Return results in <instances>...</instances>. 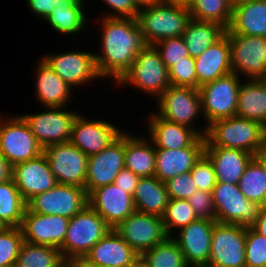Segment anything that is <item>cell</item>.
I'll use <instances>...</instances> for the list:
<instances>
[{
    "label": "cell",
    "instance_id": "cell-51",
    "mask_svg": "<svg viewBox=\"0 0 266 267\" xmlns=\"http://www.w3.org/2000/svg\"><path fill=\"white\" fill-rule=\"evenodd\" d=\"M66 267H102L92 261L86 256H74L63 260Z\"/></svg>",
    "mask_w": 266,
    "mask_h": 267
},
{
    "label": "cell",
    "instance_id": "cell-21",
    "mask_svg": "<svg viewBox=\"0 0 266 267\" xmlns=\"http://www.w3.org/2000/svg\"><path fill=\"white\" fill-rule=\"evenodd\" d=\"M11 177L26 203L57 184L44 153L35 159L14 165Z\"/></svg>",
    "mask_w": 266,
    "mask_h": 267
},
{
    "label": "cell",
    "instance_id": "cell-43",
    "mask_svg": "<svg viewBox=\"0 0 266 267\" xmlns=\"http://www.w3.org/2000/svg\"><path fill=\"white\" fill-rule=\"evenodd\" d=\"M154 46L159 51L162 61L168 69L177 62L189 57V52L182 36L163 39L154 44Z\"/></svg>",
    "mask_w": 266,
    "mask_h": 267
},
{
    "label": "cell",
    "instance_id": "cell-19",
    "mask_svg": "<svg viewBox=\"0 0 266 267\" xmlns=\"http://www.w3.org/2000/svg\"><path fill=\"white\" fill-rule=\"evenodd\" d=\"M88 204L112 229L136 211L133 196L115 183L94 189L88 195Z\"/></svg>",
    "mask_w": 266,
    "mask_h": 267
},
{
    "label": "cell",
    "instance_id": "cell-7",
    "mask_svg": "<svg viewBox=\"0 0 266 267\" xmlns=\"http://www.w3.org/2000/svg\"><path fill=\"white\" fill-rule=\"evenodd\" d=\"M157 116L168 121L193 129L199 136L205 137L207 127L198 131L192 127L193 121L198 114L202 113L200 91L194 87L169 86L157 99Z\"/></svg>",
    "mask_w": 266,
    "mask_h": 267
},
{
    "label": "cell",
    "instance_id": "cell-33",
    "mask_svg": "<svg viewBox=\"0 0 266 267\" xmlns=\"http://www.w3.org/2000/svg\"><path fill=\"white\" fill-rule=\"evenodd\" d=\"M225 32L226 28L218 23L190 18L182 34V38L189 52V56L196 58L209 46L221 39L225 35Z\"/></svg>",
    "mask_w": 266,
    "mask_h": 267
},
{
    "label": "cell",
    "instance_id": "cell-13",
    "mask_svg": "<svg viewBox=\"0 0 266 267\" xmlns=\"http://www.w3.org/2000/svg\"><path fill=\"white\" fill-rule=\"evenodd\" d=\"M64 107H47L49 111L21 115L36 137L40 146L46 147L68 142L77 112L63 110Z\"/></svg>",
    "mask_w": 266,
    "mask_h": 267
},
{
    "label": "cell",
    "instance_id": "cell-38",
    "mask_svg": "<svg viewBox=\"0 0 266 267\" xmlns=\"http://www.w3.org/2000/svg\"><path fill=\"white\" fill-rule=\"evenodd\" d=\"M238 187L249 201L265 206L266 170L255 157L251 159L245 168Z\"/></svg>",
    "mask_w": 266,
    "mask_h": 267
},
{
    "label": "cell",
    "instance_id": "cell-16",
    "mask_svg": "<svg viewBox=\"0 0 266 267\" xmlns=\"http://www.w3.org/2000/svg\"><path fill=\"white\" fill-rule=\"evenodd\" d=\"M125 132L111 145L88 157L86 193L114 183L116 176L124 168Z\"/></svg>",
    "mask_w": 266,
    "mask_h": 267
},
{
    "label": "cell",
    "instance_id": "cell-18",
    "mask_svg": "<svg viewBox=\"0 0 266 267\" xmlns=\"http://www.w3.org/2000/svg\"><path fill=\"white\" fill-rule=\"evenodd\" d=\"M69 221V218L59 215L34 213L26 207L20 228L24 241L60 249Z\"/></svg>",
    "mask_w": 266,
    "mask_h": 267
},
{
    "label": "cell",
    "instance_id": "cell-12",
    "mask_svg": "<svg viewBox=\"0 0 266 267\" xmlns=\"http://www.w3.org/2000/svg\"><path fill=\"white\" fill-rule=\"evenodd\" d=\"M225 34L231 46L232 72L260 79L266 73V37L232 34L228 29Z\"/></svg>",
    "mask_w": 266,
    "mask_h": 267
},
{
    "label": "cell",
    "instance_id": "cell-17",
    "mask_svg": "<svg viewBox=\"0 0 266 267\" xmlns=\"http://www.w3.org/2000/svg\"><path fill=\"white\" fill-rule=\"evenodd\" d=\"M123 133L111 121H92L78 114L73 122L69 142L89 157L111 145Z\"/></svg>",
    "mask_w": 266,
    "mask_h": 267
},
{
    "label": "cell",
    "instance_id": "cell-2",
    "mask_svg": "<svg viewBox=\"0 0 266 267\" xmlns=\"http://www.w3.org/2000/svg\"><path fill=\"white\" fill-rule=\"evenodd\" d=\"M266 142V128L239 116L221 118L208 125L205 146H220L255 153Z\"/></svg>",
    "mask_w": 266,
    "mask_h": 267
},
{
    "label": "cell",
    "instance_id": "cell-40",
    "mask_svg": "<svg viewBox=\"0 0 266 267\" xmlns=\"http://www.w3.org/2000/svg\"><path fill=\"white\" fill-rule=\"evenodd\" d=\"M162 219L167 235L171 237L173 235L172 228L182 229L198 218L187 200L170 199Z\"/></svg>",
    "mask_w": 266,
    "mask_h": 267
},
{
    "label": "cell",
    "instance_id": "cell-60",
    "mask_svg": "<svg viewBox=\"0 0 266 267\" xmlns=\"http://www.w3.org/2000/svg\"><path fill=\"white\" fill-rule=\"evenodd\" d=\"M58 267H66L64 261Z\"/></svg>",
    "mask_w": 266,
    "mask_h": 267
},
{
    "label": "cell",
    "instance_id": "cell-36",
    "mask_svg": "<svg viewBox=\"0 0 266 267\" xmlns=\"http://www.w3.org/2000/svg\"><path fill=\"white\" fill-rule=\"evenodd\" d=\"M63 260L58 248L23 241L15 267H58Z\"/></svg>",
    "mask_w": 266,
    "mask_h": 267
},
{
    "label": "cell",
    "instance_id": "cell-56",
    "mask_svg": "<svg viewBox=\"0 0 266 267\" xmlns=\"http://www.w3.org/2000/svg\"><path fill=\"white\" fill-rule=\"evenodd\" d=\"M167 3L176 4V5H183L188 7L193 0H161Z\"/></svg>",
    "mask_w": 266,
    "mask_h": 267
},
{
    "label": "cell",
    "instance_id": "cell-6",
    "mask_svg": "<svg viewBox=\"0 0 266 267\" xmlns=\"http://www.w3.org/2000/svg\"><path fill=\"white\" fill-rule=\"evenodd\" d=\"M215 220L223 224L251 227L263 206L249 201L238 185L217 182L213 191Z\"/></svg>",
    "mask_w": 266,
    "mask_h": 267
},
{
    "label": "cell",
    "instance_id": "cell-30",
    "mask_svg": "<svg viewBox=\"0 0 266 267\" xmlns=\"http://www.w3.org/2000/svg\"><path fill=\"white\" fill-rule=\"evenodd\" d=\"M169 200L164 182L156 176L140 177L133 194L137 211L162 217Z\"/></svg>",
    "mask_w": 266,
    "mask_h": 267
},
{
    "label": "cell",
    "instance_id": "cell-41",
    "mask_svg": "<svg viewBox=\"0 0 266 267\" xmlns=\"http://www.w3.org/2000/svg\"><path fill=\"white\" fill-rule=\"evenodd\" d=\"M23 241L20 227H7L0 232V267H15Z\"/></svg>",
    "mask_w": 266,
    "mask_h": 267
},
{
    "label": "cell",
    "instance_id": "cell-57",
    "mask_svg": "<svg viewBox=\"0 0 266 267\" xmlns=\"http://www.w3.org/2000/svg\"><path fill=\"white\" fill-rule=\"evenodd\" d=\"M131 267H148V266L141 258H139Z\"/></svg>",
    "mask_w": 266,
    "mask_h": 267
},
{
    "label": "cell",
    "instance_id": "cell-23",
    "mask_svg": "<svg viewBox=\"0 0 266 267\" xmlns=\"http://www.w3.org/2000/svg\"><path fill=\"white\" fill-rule=\"evenodd\" d=\"M148 123L149 139L155 149H182L186 147H205V137L199 136L193 129L168 121L155 112L150 114Z\"/></svg>",
    "mask_w": 266,
    "mask_h": 267
},
{
    "label": "cell",
    "instance_id": "cell-15",
    "mask_svg": "<svg viewBox=\"0 0 266 267\" xmlns=\"http://www.w3.org/2000/svg\"><path fill=\"white\" fill-rule=\"evenodd\" d=\"M245 227L216 223L208 267H245Z\"/></svg>",
    "mask_w": 266,
    "mask_h": 267
},
{
    "label": "cell",
    "instance_id": "cell-31",
    "mask_svg": "<svg viewBox=\"0 0 266 267\" xmlns=\"http://www.w3.org/2000/svg\"><path fill=\"white\" fill-rule=\"evenodd\" d=\"M240 82L236 116L254 120L266 128V87L260 79Z\"/></svg>",
    "mask_w": 266,
    "mask_h": 267
},
{
    "label": "cell",
    "instance_id": "cell-44",
    "mask_svg": "<svg viewBox=\"0 0 266 267\" xmlns=\"http://www.w3.org/2000/svg\"><path fill=\"white\" fill-rule=\"evenodd\" d=\"M171 86L197 88L195 58L186 57L168 69Z\"/></svg>",
    "mask_w": 266,
    "mask_h": 267
},
{
    "label": "cell",
    "instance_id": "cell-47",
    "mask_svg": "<svg viewBox=\"0 0 266 267\" xmlns=\"http://www.w3.org/2000/svg\"><path fill=\"white\" fill-rule=\"evenodd\" d=\"M187 201L192 206L197 218L215 220V207L212 193L197 190L187 199Z\"/></svg>",
    "mask_w": 266,
    "mask_h": 267
},
{
    "label": "cell",
    "instance_id": "cell-39",
    "mask_svg": "<svg viewBox=\"0 0 266 267\" xmlns=\"http://www.w3.org/2000/svg\"><path fill=\"white\" fill-rule=\"evenodd\" d=\"M140 258L148 267H189L174 237L145 251Z\"/></svg>",
    "mask_w": 266,
    "mask_h": 267
},
{
    "label": "cell",
    "instance_id": "cell-49",
    "mask_svg": "<svg viewBox=\"0 0 266 267\" xmlns=\"http://www.w3.org/2000/svg\"><path fill=\"white\" fill-rule=\"evenodd\" d=\"M78 0H28L27 5L45 19L58 5H74Z\"/></svg>",
    "mask_w": 266,
    "mask_h": 267
},
{
    "label": "cell",
    "instance_id": "cell-61",
    "mask_svg": "<svg viewBox=\"0 0 266 267\" xmlns=\"http://www.w3.org/2000/svg\"><path fill=\"white\" fill-rule=\"evenodd\" d=\"M192 267H208V266H192Z\"/></svg>",
    "mask_w": 266,
    "mask_h": 267
},
{
    "label": "cell",
    "instance_id": "cell-24",
    "mask_svg": "<svg viewBox=\"0 0 266 267\" xmlns=\"http://www.w3.org/2000/svg\"><path fill=\"white\" fill-rule=\"evenodd\" d=\"M197 89L217 78L232 73L231 46L225 34L195 58Z\"/></svg>",
    "mask_w": 266,
    "mask_h": 267
},
{
    "label": "cell",
    "instance_id": "cell-14",
    "mask_svg": "<svg viewBox=\"0 0 266 267\" xmlns=\"http://www.w3.org/2000/svg\"><path fill=\"white\" fill-rule=\"evenodd\" d=\"M43 153L57 183L85 189L88 165L86 154L69 141L50 145L43 149Z\"/></svg>",
    "mask_w": 266,
    "mask_h": 267
},
{
    "label": "cell",
    "instance_id": "cell-25",
    "mask_svg": "<svg viewBox=\"0 0 266 267\" xmlns=\"http://www.w3.org/2000/svg\"><path fill=\"white\" fill-rule=\"evenodd\" d=\"M102 267H131L140 255L111 229L85 255Z\"/></svg>",
    "mask_w": 266,
    "mask_h": 267
},
{
    "label": "cell",
    "instance_id": "cell-10",
    "mask_svg": "<svg viewBox=\"0 0 266 267\" xmlns=\"http://www.w3.org/2000/svg\"><path fill=\"white\" fill-rule=\"evenodd\" d=\"M114 230L140 256L169 237L162 217L137 210Z\"/></svg>",
    "mask_w": 266,
    "mask_h": 267
},
{
    "label": "cell",
    "instance_id": "cell-52",
    "mask_svg": "<svg viewBox=\"0 0 266 267\" xmlns=\"http://www.w3.org/2000/svg\"><path fill=\"white\" fill-rule=\"evenodd\" d=\"M251 228L266 238V207L263 206L261 208L257 220L254 222Z\"/></svg>",
    "mask_w": 266,
    "mask_h": 267
},
{
    "label": "cell",
    "instance_id": "cell-58",
    "mask_svg": "<svg viewBox=\"0 0 266 267\" xmlns=\"http://www.w3.org/2000/svg\"><path fill=\"white\" fill-rule=\"evenodd\" d=\"M6 228H7V226L0 219V232L3 231V230H5Z\"/></svg>",
    "mask_w": 266,
    "mask_h": 267
},
{
    "label": "cell",
    "instance_id": "cell-35",
    "mask_svg": "<svg viewBox=\"0 0 266 267\" xmlns=\"http://www.w3.org/2000/svg\"><path fill=\"white\" fill-rule=\"evenodd\" d=\"M83 3V0H78L74 5H58L44 20L59 33H78L87 22Z\"/></svg>",
    "mask_w": 266,
    "mask_h": 267
},
{
    "label": "cell",
    "instance_id": "cell-45",
    "mask_svg": "<svg viewBox=\"0 0 266 267\" xmlns=\"http://www.w3.org/2000/svg\"><path fill=\"white\" fill-rule=\"evenodd\" d=\"M190 173L198 190L212 193L217 179L214 166L205 153L196 161Z\"/></svg>",
    "mask_w": 266,
    "mask_h": 267
},
{
    "label": "cell",
    "instance_id": "cell-42",
    "mask_svg": "<svg viewBox=\"0 0 266 267\" xmlns=\"http://www.w3.org/2000/svg\"><path fill=\"white\" fill-rule=\"evenodd\" d=\"M245 262L247 267H266V238L245 227Z\"/></svg>",
    "mask_w": 266,
    "mask_h": 267
},
{
    "label": "cell",
    "instance_id": "cell-4",
    "mask_svg": "<svg viewBox=\"0 0 266 267\" xmlns=\"http://www.w3.org/2000/svg\"><path fill=\"white\" fill-rule=\"evenodd\" d=\"M112 228L88 204L70 218L60 251L63 259L85 256Z\"/></svg>",
    "mask_w": 266,
    "mask_h": 267
},
{
    "label": "cell",
    "instance_id": "cell-59",
    "mask_svg": "<svg viewBox=\"0 0 266 267\" xmlns=\"http://www.w3.org/2000/svg\"><path fill=\"white\" fill-rule=\"evenodd\" d=\"M260 81L263 83V85L266 87V73L260 78Z\"/></svg>",
    "mask_w": 266,
    "mask_h": 267
},
{
    "label": "cell",
    "instance_id": "cell-9",
    "mask_svg": "<svg viewBox=\"0 0 266 267\" xmlns=\"http://www.w3.org/2000/svg\"><path fill=\"white\" fill-rule=\"evenodd\" d=\"M239 79L232 72L199 88L202 113L208 125L217 119L236 116Z\"/></svg>",
    "mask_w": 266,
    "mask_h": 267
},
{
    "label": "cell",
    "instance_id": "cell-34",
    "mask_svg": "<svg viewBox=\"0 0 266 267\" xmlns=\"http://www.w3.org/2000/svg\"><path fill=\"white\" fill-rule=\"evenodd\" d=\"M27 205L12 177L0 183V219L7 227H20Z\"/></svg>",
    "mask_w": 266,
    "mask_h": 267
},
{
    "label": "cell",
    "instance_id": "cell-29",
    "mask_svg": "<svg viewBox=\"0 0 266 267\" xmlns=\"http://www.w3.org/2000/svg\"><path fill=\"white\" fill-rule=\"evenodd\" d=\"M36 69L38 100L47 107H64L72 96L71 87L62 80L42 59ZM71 93V94H70Z\"/></svg>",
    "mask_w": 266,
    "mask_h": 267
},
{
    "label": "cell",
    "instance_id": "cell-55",
    "mask_svg": "<svg viewBox=\"0 0 266 267\" xmlns=\"http://www.w3.org/2000/svg\"><path fill=\"white\" fill-rule=\"evenodd\" d=\"M134 4L140 9L143 7H147L151 4L160 2L161 0H132Z\"/></svg>",
    "mask_w": 266,
    "mask_h": 267
},
{
    "label": "cell",
    "instance_id": "cell-53",
    "mask_svg": "<svg viewBox=\"0 0 266 267\" xmlns=\"http://www.w3.org/2000/svg\"><path fill=\"white\" fill-rule=\"evenodd\" d=\"M12 167L8 161L0 154V183L11 178Z\"/></svg>",
    "mask_w": 266,
    "mask_h": 267
},
{
    "label": "cell",
    "instance_id": "cell-1",
    "mask_svg": "<svg viewBox=\"0 0 266 267\" xmlns=\"http://www.w3.org/2000/svg\"><path fill=\"white\" fill-rule=\"evenodd\" d=\"M102 21L103 53H95L96 68L101 78L112 76L117 83L149 44L137 19L104 17Z\"/></svg>",
    "mask_w": 266,
    "mask_h": 267
},
{
    "label": "cell",
    "instance_id": "cell-32",
    "mask_svg": "<svg viewBox=\"0 0 266 267\" xmlns=\"http://www.w3.org/2000/svg\"><path fill=\"white\" fill-rule=\"evenodd\" d=\"M125 133L124 167L140 177L155 176V146L153 142ZM153 146H152V145Z\"/></svg>",
    "mask_w": 266,
    "mask_h": 267
},
{
    "label": "cell",
    "instance_id": "cell-5",
    "mask_svg": "<svg viewBox=\"0 0 266 267\" xmlns=\"http://www.w3.org/2000/svg\"><path fill=\"white\" fill-rule=\"evenodd\" d=\"M117 83L134 85L158 98L170 86L169 71L155 46L148 45Z\"/></svg>",
    "mask_w": 266,
    "mask_h": 267
},
{
    "label": "cell",
    "instance_id": "cell-54",
    "mask_svg": "<svg viewBox=\"0 0 266 267\" xmlns=\"http://www.w3.org/2000/svg\"><path fill=\"white\" fill-rule=\"evenodd\" d=\"M254 157L259 161V163L266 170V142L260 147V149L255 153Z\"/></svg>",
    "mask_w": 266,
    "mask_h": 267
},
{
    "label": "cell",
    "instance_id": "cell-8",
    "mask_svg": "<svg viewBox=\"0 0 266 267\" xmlns=\"http://www.w3.org/2000/svg\"><path fill=\"white\" fill-rule=\"evenodd\" d=\"M42 153L43 148L21 116L1 119L0 154L8 161L11 167L18 163L35 159Z\"/></svg>",
    "mask_w": 266,
    "mask_h": 267
},
{
    "label": "cell",
    "instance_id": "cell-11",
    "mask_svg": "<svg viewBox=\"0 0 266 267\" xmlns=\"http://www.w3.org/2000/svg\"><path fill=\"white\" fill-rule=\"evenodd\" d=\"M26 205L34 213L70 219L88 205V194L84 188L57 183L50 190L35 195Z\"/></svg>",
    "mask_w": 266,
    "mask_h": 267
},
{
    "label": "cell",
    "instance_id": "cell-50",
    "mask_svg": "<svg viewBox=\"0 0 266 267\" xmlns=\"http://www.w3.org/2000/svg\"><path fill=\"white\" fill-rule=\"evenodd\" d=\"M139 179L140 176L134 174L131 170L124 167L116 176L114 183L118 187L125 190V192L133 196Z\"/></svg>",
    "mask_w": 266,
    "mask_h": 267
},
{
    "label": "cell",
    "instance_id": "cell-37",
    "mask_svg": "<svg viewBox=\"0 0 266 267\" xmlns=\"http://www.w3.org/2000/svg\"><path fill=\"white\" fill-rule=\"evenodd\" d=\"M188 10L193 19L215 22L228 29L232 19L233 0H193Z\"/></svg>",
    "mask_w": 266,
    "mask_h": 267
},
{
    "label": "cell",
    "instance_id": "cell-26",
    "mask_svg": "<svg viewBox=\"0 0 266 267\" xmlns=\"http://www.w3.org/2000/svg\"><path fill=\"white\" fill-rule=\"evenodd\" d=\"M204 153L211 160L217 182L238 185L245 168L254 157L247 151L220 146H205Z\"/></svg>",
    "mask_w": 266,
    "mask_h": 267
},
{
    "label": "cell",
    "instance_id": "cell-28",
    "mask_svg": "<svg viewBox=\"0 0 266 267\" xmlns=\"http://www.w3.org/2000/svg\"><path fill=\"white\" fill-rule=\"evenodd\" d=\"M205 147H186L182 149H155V176L161 181L191 171L196 161L204 153Z\"/></svg>",
    "mask_w": 266,
    "mask_h": 267
},
{
    "label": "cell",
    "instance_id": "cell-3",
    "mask_svg": "<svg viewBox=\"0 0 266 267\" xmlns=\"http://www.w3.org/2000/svg\"><path fill=\"white\" fill-rule=\"evenodd\" d=\"M188 7L160 1L139 9L137 22L149 45L181 37L190 20Z\"/></svg>",
    "mask_w": 266,
    "mask_h": 267
},
{
    "label": "cell",
    "instance_id": "cell-48",
    "mask_svg": "<svg viewBox=\"0 0 266 267\" xmlns=\"http://www.w3.org/2000/svg\"><path fill=\"white\" fill-rule=\"evenodd\" d=\"M115 12L114 14L106 15L107 18H132L136 19L138 16L139 8L132 0H103Z\"/></svg>",
    "mask_w": 266,
    "mask_h": 267
},
{
    "label": "cell",
    "instance_id": "cell-22",
    "mask_svg": "<svg viewBox=\"0 0 266 267\" xmlns=\"http://www.w3.org/2000/svg\"><path fill=\"white\" fill-rule=\"evenodd\" d=\"M46 64L71 88L81 83L101 79L95 61V54L90 52H66L47 55L42 58Z\"/></svg>",
    "mask_w": 266,
    "mask_h": 267
},
{
    "label": "cell",
    "instance_id": "cell-27",
    "mask_svg": "<svg viewBox=\"0 0 266 267\" xmlns=\"http://www.w3.org/2000/svg\"><path fill=\"white\" fill-rule=\"evenodd\" d=\"M232 34L266 37V0L233 1Z\"/></svg>",
    "mask_w": 266,
    "mask_h": 267
},
{
    "label": "cell",
    "instance_id": "cell-46",
    "mask_svg": "<svg viewBox=\"0 0 266 267\" xmlns=\"http://www.w3.org/2000/svg\"><path fill=\"white\" fill-rule=\"evenodd\" d=\"M164 183L170 199L187 200L195 191L198 190L190 171L185 172L182 175L175 176Z\"/></svg>",
    "mask_w": 266,
    "mask_h": 267
},
{
    "label": "cell",
    "instance_id": "cell-20",
    "mask_svg": "<svg viewBox=\"0 0 266 267\" xmlns=\"http://www.w3.org/2000/svg\"><path fill=\"white\" fill-rule=\"evenodd\" d=\"M216 220L197 219L179 230L177 242L184 255L186 264L192 266H208L211 252L212 232Z\"/></svg>",
    "mask_w": 266,
    "mask_h": 267
}]
</instances>
